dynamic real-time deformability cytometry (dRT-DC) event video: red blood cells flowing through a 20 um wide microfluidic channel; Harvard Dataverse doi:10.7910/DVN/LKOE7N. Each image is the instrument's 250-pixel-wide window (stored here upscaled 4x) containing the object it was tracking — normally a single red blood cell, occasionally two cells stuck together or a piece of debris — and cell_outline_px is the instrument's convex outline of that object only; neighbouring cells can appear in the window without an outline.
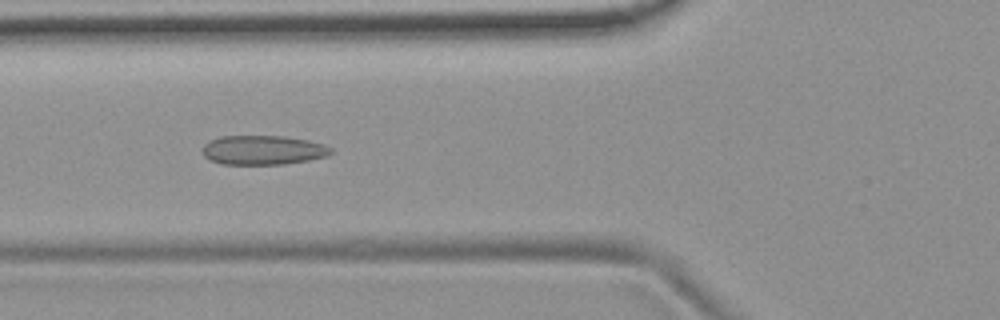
{"species": "common noctule bat (a hibernating species)", "species_latin": "Nyctalus noctula", "temperature_condition": "room temperature", "stored_images_in_passage": 45, "camera_frame_rate_fps": 3000, "um_per_image_px": 0.085, "animal": {"sex": "female", "body_mass_g": 19.9}, "frame": {"image": 1, "passage_image": 16, "time_ms": 5.0, "image_size_px": [1000, 320], "cell_outline_px": [[332, 152], [328, 156], [308, 160], [284, 164], [220, 164], [204, 156], [204, 144], [208, 140], [220, 136], [284, 136], [308, 140], [324, 144], [332, 148]], "centroid_in_image_um": [22.37, 12.75], "position_along_channel_um": 103.4, "area_um2": 21.96}}
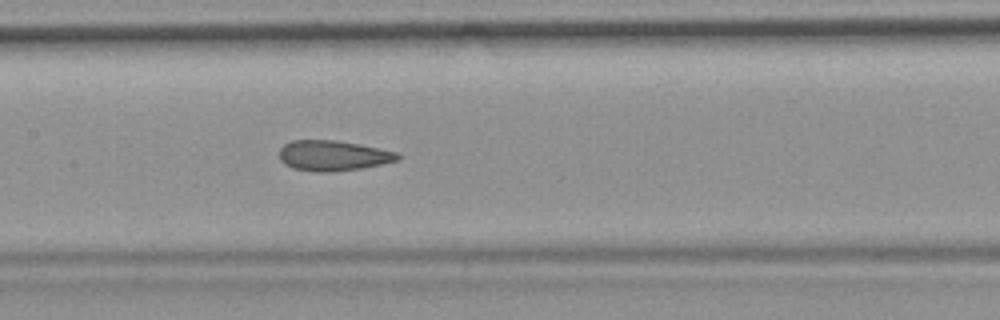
{"frame": {"image": 2, "passage_image": 22, "time_ms": 7.0, "image_size_px": [1000, 320], "cell_outline_px": [[400, 160], [360, 168], [332, 172], [316, 172], [292, 168], [284, 164], [280, 160], [280, 148], [284, 144], [292, 140], [336, 140], [360, 144], [380, 148], [396, 152], [400, 156]], "centroid_in_image_um": [28.29, 13.22], "position_along_channel_um": 179.1, "area_um2": 20.98}}
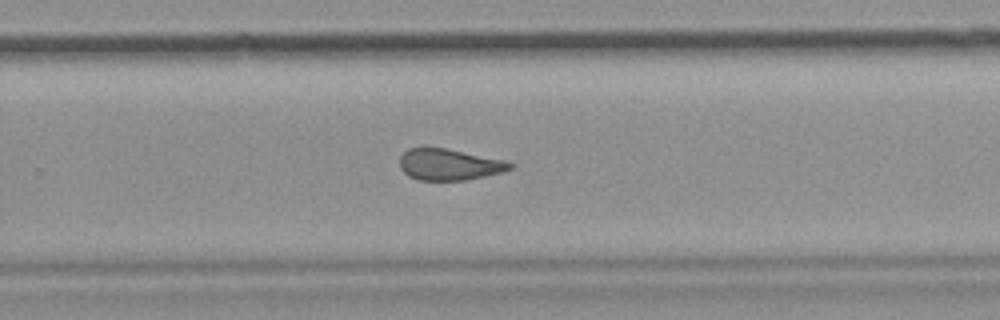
{"frame": {"image": 3, "passage_image": 31, "time_ms": 10.0, "image_size_px": [1000, 320], "cell_outline_px": [[512, 168], [504, 172], [464, 180], [420, 180], [408, 176], [400, 168], [400, 156], [408, 148], [444, 148], [504, 160], [512, 164]], "centroid_in_image_um": [38.16, 13.99], "position_along_channel_um": 291.6, "area_um2": 19.88}, "authors_computed_cell_mechanics": {"area_um2": 21.2126, "velocity_mm_per_s": 3.7668, "shape_relaxation_time_tau1_ms": null, "shape_relaxation_time_tau2_ms": 1.9012, "deformation_change_tau1": null, "deformation_change_tau2": 0.0935}}